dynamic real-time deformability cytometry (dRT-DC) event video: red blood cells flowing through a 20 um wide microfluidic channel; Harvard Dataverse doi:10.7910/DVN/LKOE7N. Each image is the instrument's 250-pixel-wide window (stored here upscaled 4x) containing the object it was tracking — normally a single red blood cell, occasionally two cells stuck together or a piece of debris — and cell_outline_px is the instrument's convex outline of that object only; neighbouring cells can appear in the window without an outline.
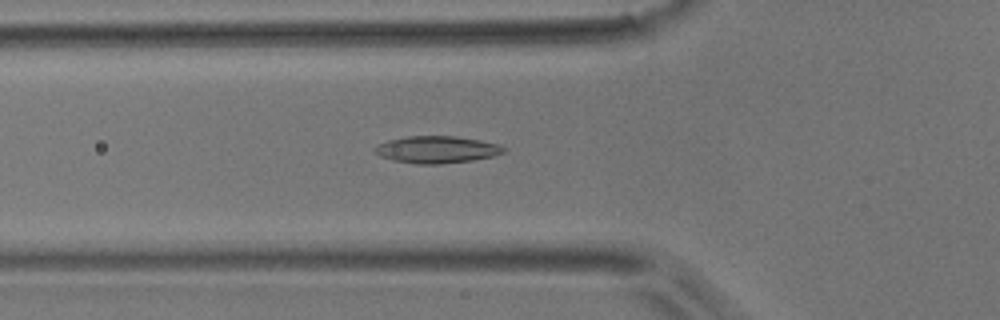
{"species": "common noctule bat (a hibernating species)", "species_latin": "Nyctalus noctula", "temperature_condition": "room temperature", "stored_images_in_passage": 48, "camera_frame_rate_fps": 3000, "um_per_image_px": 0.085, "animal": {"sex": "male", "body_mass_g": 17.9}, "frame": {"image": 1, "passage_image": 14, "time_ms": 4.333, "image_size_px": [1000, 320], "cell_outline_px": [[508, 148], [504, 152], [492, 156], [472, 160], [440, 164], [416, 164], [392, 160], [380, 156], [372, 152], [372, 148], [376, 144], [388, 140], [408, 136], [456, 136], [480, 140], [500, 144]], "centroid_in_image_um": [37.09, 12.71], "position_along_channel_um": 88.7, "area_um2": 20.58}}
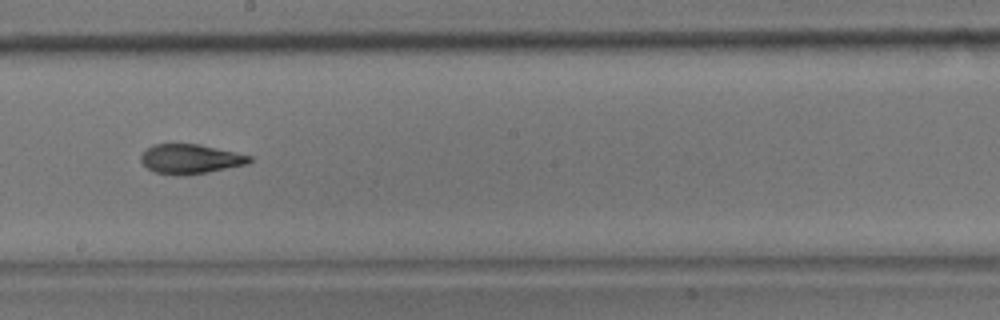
{"frame": {"image": 2, "passage_image": 25, "time_ms": 8.0, "image_size_px": [1000, 320], "cell_outline_px": [[252, 160], [248, 164], [208, 172], [184, 176], [180, 176], [156, 172], [148, 168], [140, 160], [140, 156], [152, 144], [200, 144], [236, 152], [252, 156]], "centroid_in_image_um": [16.2, 13.51], "position_along_channel_um": 232.0, "area_um2": 18.73}}
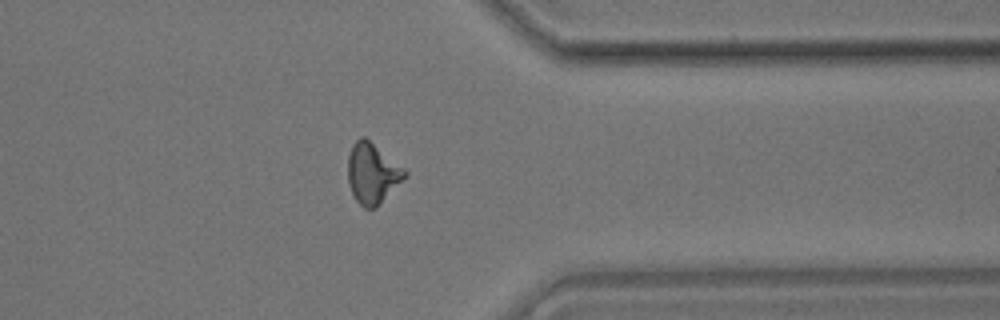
{"frame": {"image": 3, "passage_image": 37, "time_ms": 12.0, "image_size_px": [1000, 320], "cell_outline_px": [[408, 176], [376, 208], [364, 208], [356, 200], [352, 192], [348, 180], [348, 156], [352, 144], [360, 136], [364, 136], [404, 168], [408, 172]], "centroid_in_image_um": [31.66, 14.74], "position_along_channel_um": 379.7, "area_um2": 20.06}, "authors_computed_cell_mechanics": {"area_um2": 19.3341, "velocity_mm_per_s": 3.8879, "shape_relaxation_time_tau1_ms": 5.9862, "shape_relaxation_time_tau2_ms": 1.9716, "deformation_change_tau1": 0.1975, "deformation_change_tau2": 0.0968}}